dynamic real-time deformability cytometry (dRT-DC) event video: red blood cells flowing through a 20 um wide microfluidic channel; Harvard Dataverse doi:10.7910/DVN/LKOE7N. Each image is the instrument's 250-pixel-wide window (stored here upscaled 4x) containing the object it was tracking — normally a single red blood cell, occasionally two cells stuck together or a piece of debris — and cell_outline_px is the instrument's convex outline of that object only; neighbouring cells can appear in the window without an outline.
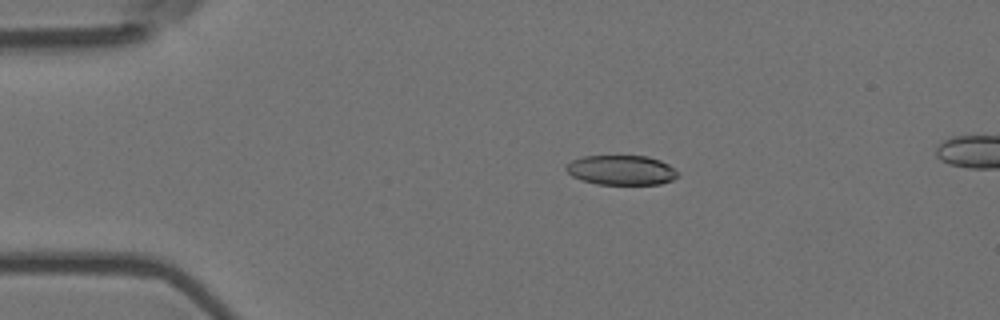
{"species": "Egyptian fruit bat (a non-hibernating species)", "species_latin": "Rousettus aegyptiacus", "temperature_condition": "room temperature", "stored_images_in_passage": 6, "camera_frame_rate_fps": 3000, "um_per_image_px": 0.085, "animal": {"sex": "female"}, "frame": {"image": 1, "passage_image": 4, "time_ms": 1.0, "image_size_px": [1000, 320], "cell_outline_px": [[680, 176], [672, 180], [660, 184], [596, 184], [580, 180], [572, 176], [564, 168], [564, 164], [572, 160], [584, 156], [648, 156], [660, 160], [668, 164]], "centroid_in_image_um": [52.77, 14.46], "position_along_channel_um": 32.2, "area_um2": 19.42}}
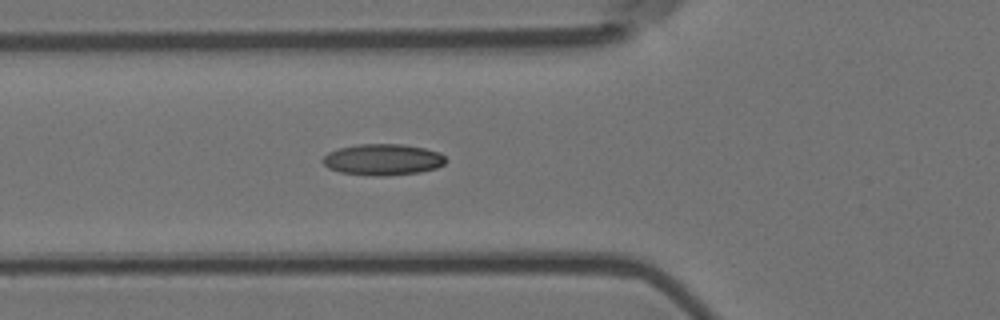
{"frame": {"image": 2, "passage_image": 6, "time_ms": 1.667, "image_size_px": [1000, 320], "cell_outline_px": [[448, 160], [444, 164], [436, 168], [420, 172], [388, 176], [372, 176], [340, 172], [328, 168], [320, 160], [328, 152], [336, 148], [356, 144], [400, 144], [424, 148], [440, 152]], "centroid_in_image_um": [32.52, 13.56], "position_along_channel_um": 93.3, "area_um2": 22.72}}